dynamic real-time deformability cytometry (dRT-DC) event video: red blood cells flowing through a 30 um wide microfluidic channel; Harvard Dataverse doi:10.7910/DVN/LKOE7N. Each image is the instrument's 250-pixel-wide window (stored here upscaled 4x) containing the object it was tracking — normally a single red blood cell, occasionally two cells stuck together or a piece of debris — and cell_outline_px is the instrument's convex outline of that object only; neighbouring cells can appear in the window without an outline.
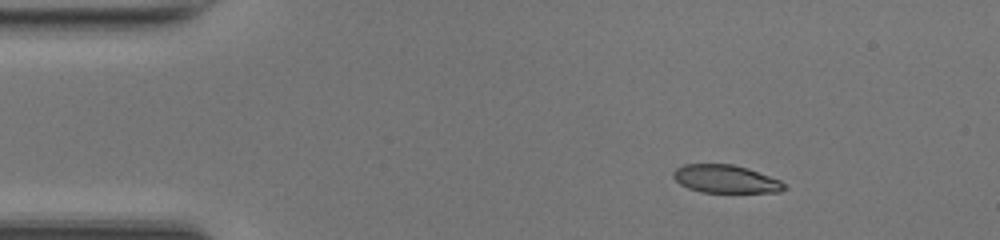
{"species": "common noctule bat (a hibernating species)", "species_latin": "Nyctalus noctula", "temperature_condition": "room temperature", "stored_images_in_passage": 43, "camera_frame_rate_fps": 3000, "um_per_image_px": 0.085, "animal": {"sex": "female", "body_mass_g": 17.0, "forearm_length_mm": 48.0}, "frame": {"image": 1, "passage_image": 1, "time_ms": 0.0, "image_size_px": [1000, 240], "cell_outline_px": [[788, 188], [780, 192], [700, 192], [688, 188], [680, 184], [672, 176], [672, 172], [676, 168], [684, 164], [732, 164], [748, 168], [780, 180]], "centroid_in_image_um": [61.67, 15.21], "position_along_channel_um": 23.3, "area_um2": 18.15}}
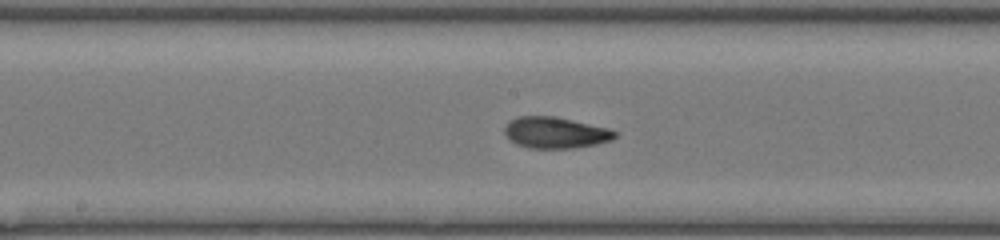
{"frame": {"image": 2, "passage_image": 19, "time_ms": 6.0, "image_size_px": [1000, 240], "cell_outline_px": [[616, 136], [612, 140], [596, 144], [572, 148], [528, 148], [516, 144], [508, 140], [504, 132], [504, 128], [516, 116], [552, 116], [572, 120], [608, 128], [616, 132]], "centroid_in_image_um": [47.18, 11.28], "position_along_channel_um": 201.0, "area_um2": 20.0}}
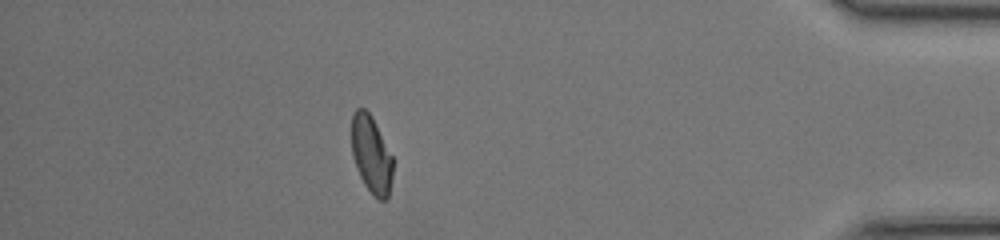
{"frame": {"image": 3, "passage_image": 37, "time_ms": 12.0, "image_size_px": [1000, 240], "cell_outline_px": [[392, 176], [388, 196], [384, 200], [380, 200], [372, 196], [364, 184], [356, 168], [352, 156], [352, 112], [356, 108], [364, 108], [372, 116], [392, 156]], "centroid_in_image_um": [31.54, 13.14], "position_along_channel_um": 403.7, "area_um2": 18.61}, "authors_computed_cell_mechanics": {"area_um2": 19.4208, "velocity_mm_per_s": 4.2219, "shape_relaxation_time_tau1_ms": 6.8667, "shape_relaxation_time_tau2_ms": 1.7625, "deformation_change_tau1": 0.2144, "deformation_change_tau2": 0.0648}}